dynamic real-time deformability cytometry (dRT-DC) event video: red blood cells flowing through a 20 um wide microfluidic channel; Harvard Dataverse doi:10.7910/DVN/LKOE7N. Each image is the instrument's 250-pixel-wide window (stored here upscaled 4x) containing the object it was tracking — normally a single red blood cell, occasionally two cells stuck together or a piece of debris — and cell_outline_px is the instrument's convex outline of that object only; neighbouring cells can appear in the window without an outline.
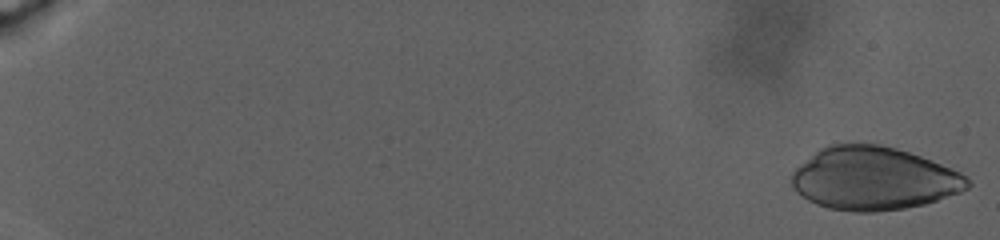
{"species": "human", "species_latin": "Homo sapiens", "temperature_condition": "warm", "stored_images_in_passage": 83, "camera_frame_rate_fps": 3000, "um_per_image_px": 0.085, "donor": {"sex": "male"}, "frame": {"image": 1, "passage_image": 2, "time_ms": 0.333, "image_size_px": [1000, 240], "cell_outline_px": [[972, 184], [968, 188], [960, 192], [924, 204], [904, 208], [876, 212], [852, 212], [828, 208], [816, 204], [808, 200], [796, 192], [792, 188], [792, 172], [796, 168], [820, 148], [828, 144], [880, 144], [896, 148], [920, 156], [960, 172]], "centroid_in_image_um": [74.23, 15.18], "position_along_channel_um": 10.8, "area_um2": 64.39}}
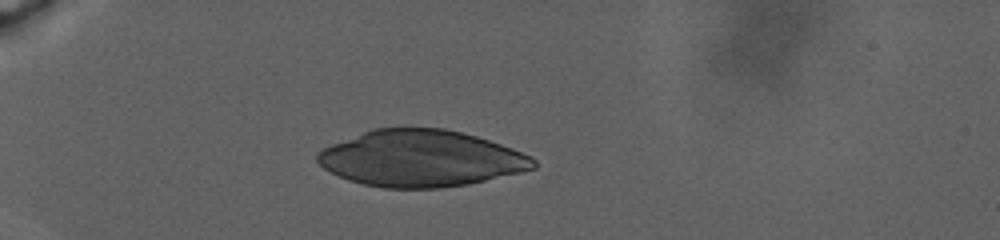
{"frame": {"image": 2, "passage_image": 50, "time_ms": 10.0, "image_size_px": [1000, 240], "cell_outline_px": [[536, 168], [520, 172], [468, 184], [444, 188], [384, 188], [364, 184], [348, 180], [324, 168], [316, 160], [316, 156], [324, 148], [332, 144], [372, 128], [444, 128], [476, 136], [512, 148], [532, 156], [536, 160]], "centroid_in_image_um": [35.79, 13.47], "position_along_channel_um": 49.2, "area_um2": 70.75}}